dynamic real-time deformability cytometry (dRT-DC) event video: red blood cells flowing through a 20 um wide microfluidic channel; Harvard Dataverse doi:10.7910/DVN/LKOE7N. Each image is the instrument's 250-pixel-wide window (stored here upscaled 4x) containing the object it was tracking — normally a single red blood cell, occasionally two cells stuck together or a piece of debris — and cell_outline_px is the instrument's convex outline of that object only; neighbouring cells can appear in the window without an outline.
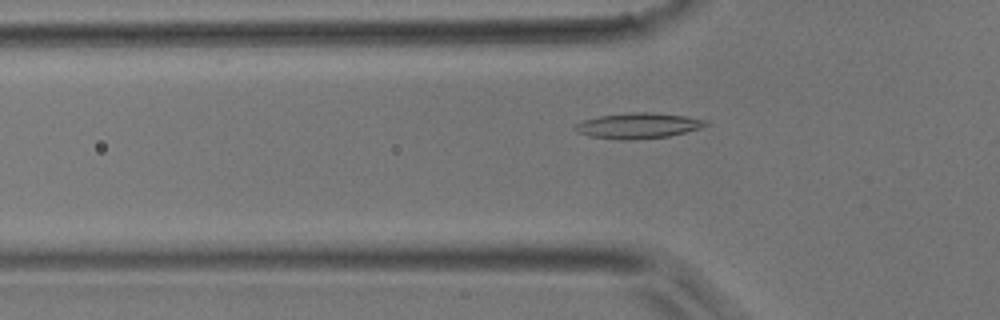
{"species": "common noctule bat (a hibernating species)", "species_latin": "Nyctalus noctula", "temperature_condition": "room temperature", "stored_images_in_passage": 43, "camera_frame_rate_fps": 3000, "um_per_image_px": 0.085, "animal": {"sex": "male", "body_mass_g": 17.9}, "frame": {"image": 1, "passage_image": 11, "time_ms": 3.333, "image_size_px": [1000, 320], "cell_outline_px": [[712, 124], [700, 128], [668, 136], [632, 140], [620, 140], [592, 136], [576, 132], [572, 128], [576, 124], [584, 120], [600, 116], [632, 112], [656, 112], [684, 116], [708, 120]], "centroid_in_image_um": [54.27, 10.68], "position_along_channel_um": 71.5, "area_um2": 19.48}}
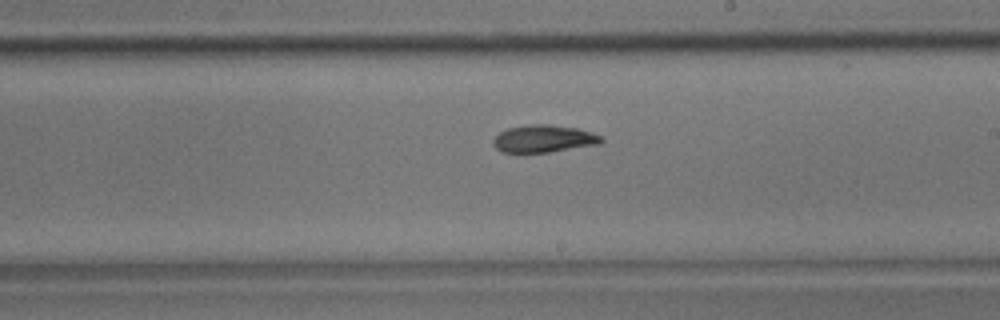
{"frame": {"image": 2, "passage_image": 23, "time_ms": 7.333, "image_size_px": [1000, 320], "cell_outline_px": [[604, 140], [600, 144], [548, 152], [500, 152], [492, 144], [492, 140], [500, 132], [508, 128], [528, 124], [548, 124], [576, 128], [592, 132], [600, 136]], "centroid_in_image_um": [46.2, 11.79], "position_along_channel_um": 242.8, "area_um2": 17.22}}
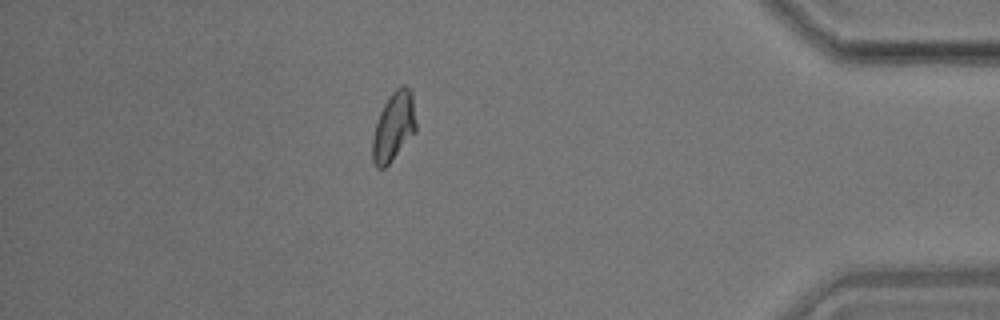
{"frame": {"image": 3, "passage_image": 37, "time_ms": 12.0, "image_size_px": [1000, 320], "cell_outline_px": [[416, 132], [388, 164], [384, 168], [376, 168], [372, 160], [372, 136], [380, 112], [384, 104], [392, 92], [400, 84], [404, 84], [412, 92], [416, 124]], "centroid_in_image_um": [33.46, 10.75], "position_along_channel_um": 401.7, "area_um2": 17.51}}